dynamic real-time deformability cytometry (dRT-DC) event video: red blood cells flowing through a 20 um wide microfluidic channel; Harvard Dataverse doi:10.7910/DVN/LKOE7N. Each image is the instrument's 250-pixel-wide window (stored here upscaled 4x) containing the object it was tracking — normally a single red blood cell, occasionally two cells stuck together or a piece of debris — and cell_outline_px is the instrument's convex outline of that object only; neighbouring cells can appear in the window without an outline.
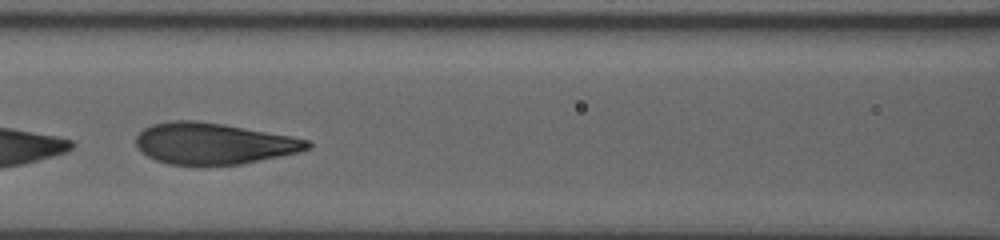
{"species": "human", "species_latin": "Homo sapiens", "temperature_condition": "room temperature", "stored_images_in_passage": 16, "camera_frame_rate_fps": 3000, "um_per_image_px": 0.085, "donor": {"sex": "male"}, "frame": {"image": 1, "passage_image": 10, "time_ms": 3.0, "image_size_px": [1000, 240], "cell_outline_px": [[312, 144], [308, 148], [300, 152], [240, 164], [168, 164], [156, 160], [148, 156], [136, 144], [136, 136], [144, 128], [152, 124], [172, 120], [196, 120], [224, 124], [292, 136], [312, 140]], "centroid_in_image_um": [18.18, 12.18], "position_along_channel_um": 148.4, "area_um2": 41.04}}